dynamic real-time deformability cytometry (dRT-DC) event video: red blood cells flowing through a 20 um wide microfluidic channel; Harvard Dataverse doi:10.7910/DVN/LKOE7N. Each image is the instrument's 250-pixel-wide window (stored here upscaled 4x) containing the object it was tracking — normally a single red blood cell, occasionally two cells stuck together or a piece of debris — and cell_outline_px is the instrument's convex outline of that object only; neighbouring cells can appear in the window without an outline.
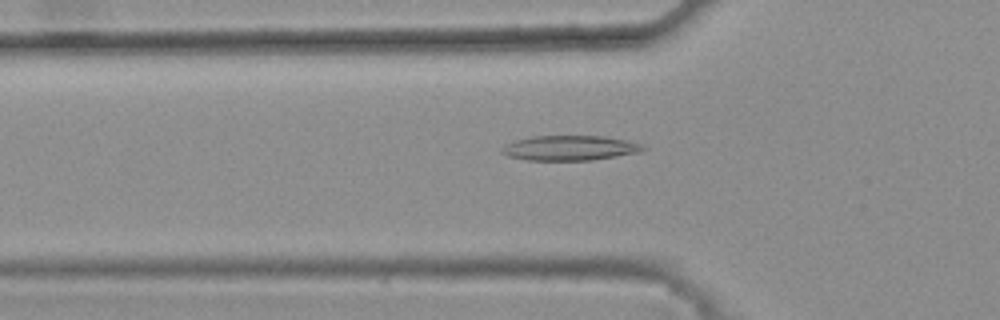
{"species": "common noctule bat (a hibernating species)", "species_latin": "Nyctalus noctula", "temperature_condition": "warm", "stored_images_in_passage": 48, "camera_frame_rate_fps": 3000, "um_per_image_px": 0.085, "animal": {"sex": "female", "body_mass_g": 25.1}, "frame": {"image": 1, "passage_image": 18, "time_ms": 5.667, "image_size_px": [1000, 320], "cell_outline_px": [[648, 148], [640, 152], [592, 160], [528, 160], [508, 156], [500, 152], [500, 148], [504, 144], [516, 140], [532, 136], [604, 136], [624, 140], [640, 144]], "centroid_in_image_um": [48.39, 12.58], "position_along_channel_um": 77.4, "area_um2": 20.46}}
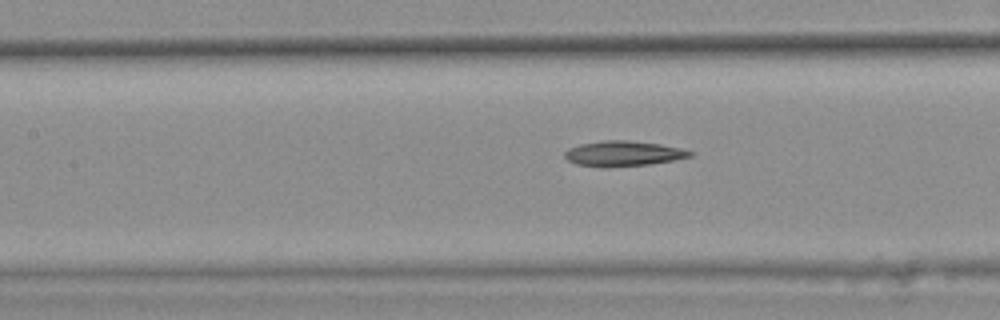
{"frame": {"image": 2, "passage_image": 24, "time_ms": 7.667, "image_size_px": [1000, 320], "cell_outline_px": [[696, 152], [692, 156], [672, 160], [648, 164], [576, 164], [568, 160], [564, 156], [564, 152], [568, 148], [580, 144], [600, 140], [628, 140], [660, 144], [680, 148]], "centroid_in_image_um": [53.02, 12.99], "position_along_channel_um": 154.4, "area_um2": 17.51}}
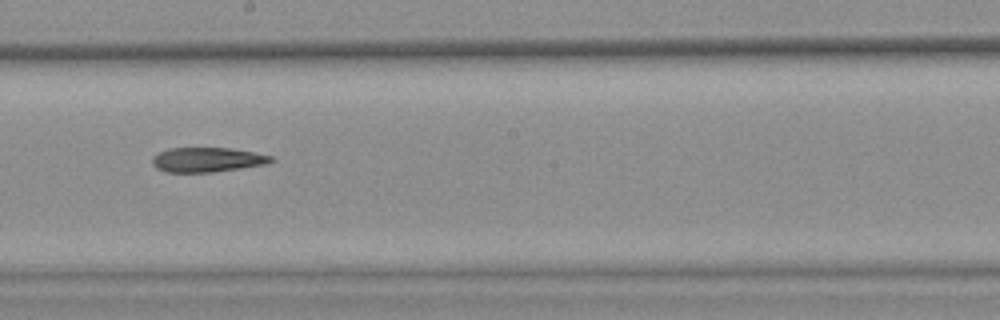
{"frame": {"image": 3, "passage_image": 30, "time_ms": 9.667, "image_size_px": [1000, 320], "cell_outline_px": [[276, 160], [264, 164], [240, 168], [212, 172], [164, 172], [156, 168], [152, 164], [152, 156], [168, 148], [228, 148], [252, 152], [272, 156]], "centroid_in_image_um": [17.57, 13.58], "position_along_channel_um": 230.6, "area_um2": 16.94}}